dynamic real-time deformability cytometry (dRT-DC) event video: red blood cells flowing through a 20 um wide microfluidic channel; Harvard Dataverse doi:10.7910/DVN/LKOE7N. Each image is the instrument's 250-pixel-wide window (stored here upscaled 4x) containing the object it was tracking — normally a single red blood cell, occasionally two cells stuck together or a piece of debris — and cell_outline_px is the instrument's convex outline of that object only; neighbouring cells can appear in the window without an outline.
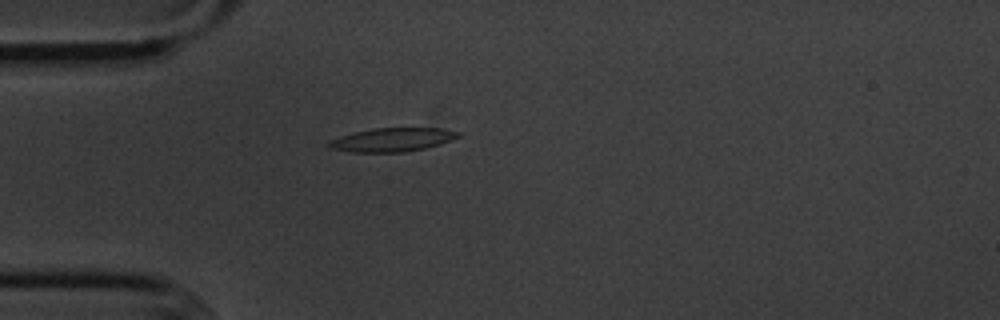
{"species": "common noctule bat (a hibernating species)", "species_latin": "Nyctalus noctula", "temperature_condition": "cold", "stored_images_in_passage": 45, "camera_frame_rate_fps": 3000, "um_per_image_px": 0.085, "animal": {"sex": "male", "body_mass_g": 20.1, "forearm_length_mm": 53.5}, "frame": {"image": 1, "passage_image": 5, "time_ms": 1.333, "image_size_px": [1000, 320], "cell_outline_px": [[460, 136], [440, 144], [424, 148], [404, 152], [352, 152], [328, 148], [324, 144], [328, 140], [340, 136], [372, 128], [440, 128], [460, 132]], "centroid_in_image_um": [33.28, 11.88], "position_along_channel_um": 51.7, "area_um2": 17.86}}
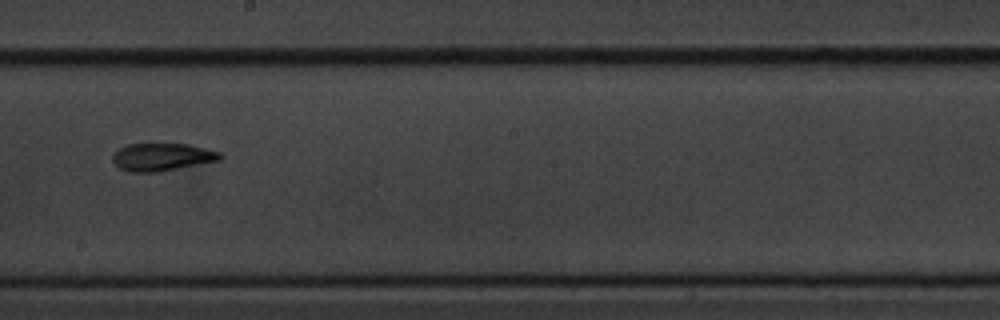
{"frame": {"image": 2, "passage_image": 21, "time_ms": 6.667, "image_size_px": [1000, 320], "cell_outline_px": [[224, 156], [220, 160], [156, 172], [128, 172], [120, 168], [112, 160], [112, 156], [120, 148], [128, 144], [188, 144], [220, 152]], "centroid_in_image_um": [13.77, 13.34], "position_along_channel_um": 234.4, "area_um2": 17.11}}
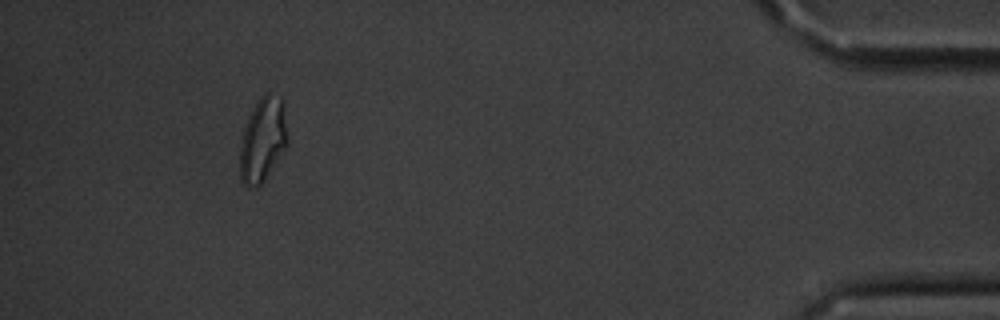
{"frame": {"image": 3, "passage_image": 41, "time_ms": 13.333, "image_size_px": [1000, 320], "cell_outline_px": [[288, 144], [264, 180], [256, 188], [244, 184], [240, 180], [240, 148], [244, 128], [248, 116], [252, 108], [260, 96], [264, 92], [268, 92], [280, 96], [284, 104], [288, 140]], "centroid_in_image_um": [22.34, 11.83], "position_along_channel_um": 412.9, "area_um2": 23.52}, "authors_computed_cell_mechanics": {"area_um2": 17.918, "velocity_mm_per_s": 3.5908, "shape_relaxation_time_tau1_ms": 3.9393, "shape_relaxation_time_tau2_ms": 5.4882, "deformation_change_tau1": 0.1596, "deformation_change_tau2": 0.14}}